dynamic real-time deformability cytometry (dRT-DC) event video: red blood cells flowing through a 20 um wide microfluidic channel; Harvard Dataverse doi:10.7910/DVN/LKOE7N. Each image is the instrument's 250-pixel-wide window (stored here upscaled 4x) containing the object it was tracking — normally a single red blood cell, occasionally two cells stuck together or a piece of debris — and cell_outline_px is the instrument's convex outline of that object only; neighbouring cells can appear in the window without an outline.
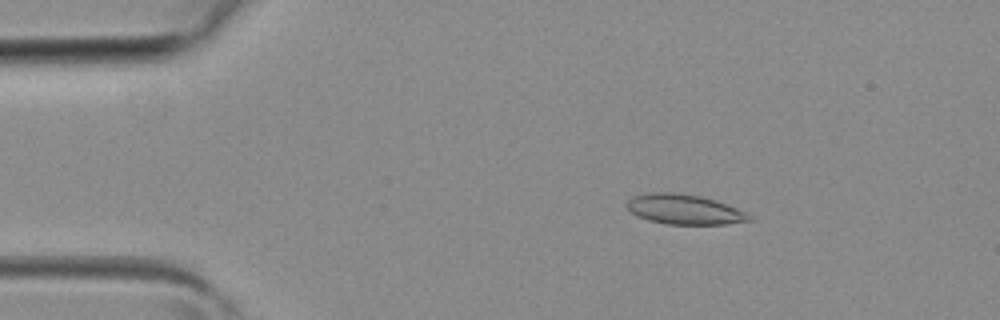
{"species": "common noctule bat (a hibernating species)", "species_latin": "Nyctalus noctula", "temperature_condition": "room temperature", "stored_images_in_passage": 5, "camera_frame_rate_fps": 3000, "um_per_image_px": 0.085, "animal": {"sex": "female", "body_mass_g": 19.3, "forearm_length_mm": 54.1}, "frame": {"image": 1, "passage_image": 3, "time_ms": 0.667, "image_size_px": [1000, 320], "cell_outline_px": [[752, 220], [724, 224], [668, 224], [648, 220], [632, 212], [628, 208], [628, 200], [632, 196], [648, 192], [672, 192], [700, 196], [748, 212], [752, 216]], "centroid_in_image_um": [58.17, 17.79], "position_along_channel_um": 26.8, "area_um2": 21.04}}